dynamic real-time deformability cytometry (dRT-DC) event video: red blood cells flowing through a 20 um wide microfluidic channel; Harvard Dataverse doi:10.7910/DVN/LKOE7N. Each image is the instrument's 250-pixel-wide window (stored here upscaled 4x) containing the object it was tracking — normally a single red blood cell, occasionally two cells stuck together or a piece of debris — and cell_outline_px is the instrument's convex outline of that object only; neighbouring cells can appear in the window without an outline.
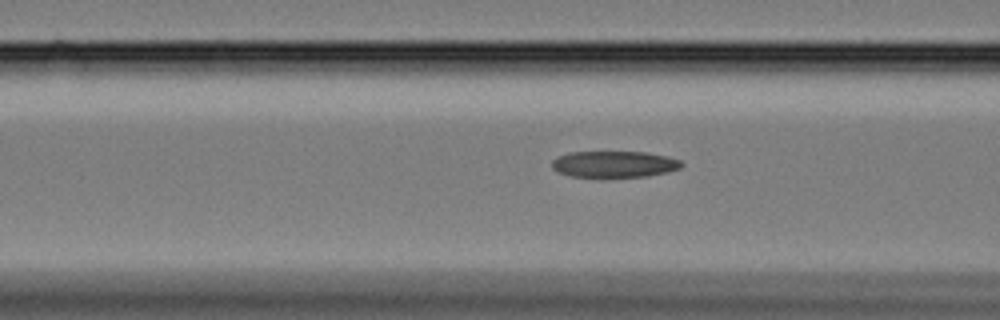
{"species": "Egyptian fruit bat (a non-hibernating species)", "species_latin": "Rousettus aegyptiacus", "temperature_condition": "cold", "stored_images_in_passage": 19, "camera_frame_rate_fps": 3000, "um_per_image_px": 0.085, "animal": {"sex": "female"}, "frame": {"image": 1, "passage_image": 17, "time_ms": 5.333, "image_size_px": [1000, 320], "cell_outline_px": [[684, 164], [680, 168], [668, 172], [648, 176], [608, 180], [600, 180], [572, 176], [560, 172], [552, 168], [552, 160], [568, 152], [648, 152], [668, 156], [680, 160]], "centroid_in_image_um": [52.23, 14.0], "position_along_channel_um": 114.4, "area_um2": 20.92}}